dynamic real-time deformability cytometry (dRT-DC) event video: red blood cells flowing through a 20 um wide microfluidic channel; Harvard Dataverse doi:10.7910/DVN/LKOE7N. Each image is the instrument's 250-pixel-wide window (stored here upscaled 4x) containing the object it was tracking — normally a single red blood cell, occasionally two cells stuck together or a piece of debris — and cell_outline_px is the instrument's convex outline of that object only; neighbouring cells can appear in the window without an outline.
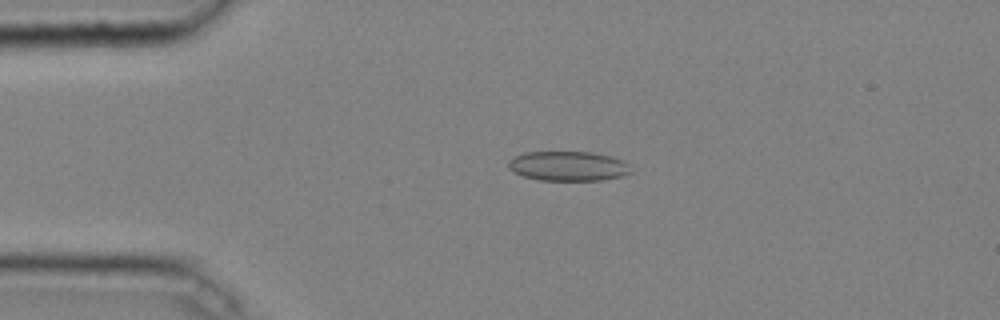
{"species": "common noctule bat (a hibernating species)", "species_latin": "Nyctalus noctula", "temperature_condition": "cold", "stored_images_in_passage": 29, "camera_frame_rate_fps": 3000, "um_per_image_px": 0.085, "animal": {"sex": "male", "body_mass_g": 20.4}, "frame": {"image": 1, "passage_image": 1, "time_ms": 0.0, "image_size_px": [1000, 320], "cell_outline_px": [[632, 172], [620, 176], [604, 180], [540, 180], [524, 176], [508, 168], [508, 160], [512, 156], [524, 152], [592, 152], [612, 156], [628, 164]], "centroid_in_image_um": [48.27, 14.11], "position_along_channel_um": 36.7, "area_um2": 21.15}}
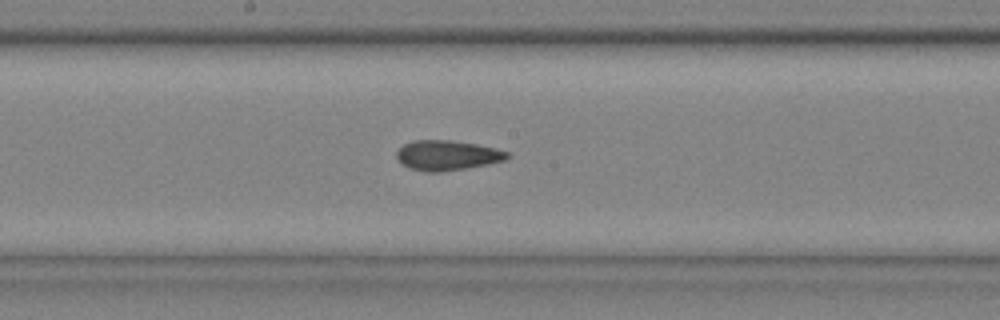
{"frame": {"image": 2, "passage_image": 16, "time_ms": 5.0, "image_size_px": [1000, 320], "cell_outline_px": [[512, 156], [504, 160], [488, 164], [440, 172], [424, 172], [408, 168], [396, 156], [396, 152], [404, 144], [412, 140], [452, 140], [476, 144], [496, 148], [508, 152]], "centroid_in_image_um": [38.02, 13.2], "position_along_channel_um": 210.2, "area_um2": 19.31}}
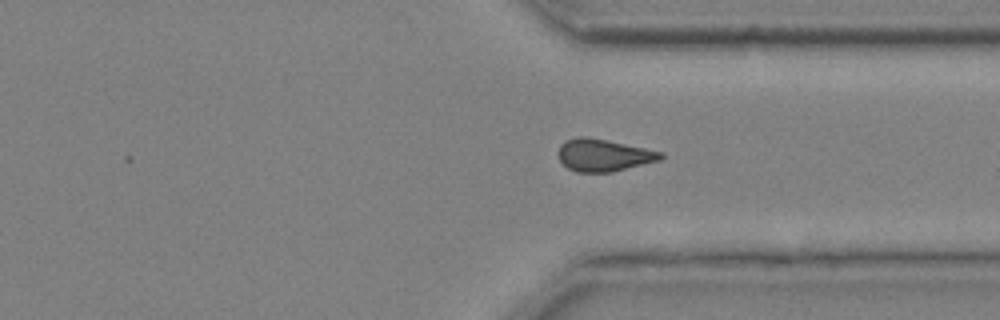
{"frame": {"image": 3, "passage_image": 27, "time_ms": 8.667, "image_size_px": [1000, 320], "cell_outline_px": [[664, 156], [660, 160], [612, 172], [576, 172], [568, 168], [560, 160], [560, 144], [564, 140], [580, 136], [588, 136], [664, 152]], "centroid_in_image_um": [51.32, 13.18], "position_along_channel_um": 360.1, "area_um2": 19.19}, "authors_computed_cell_mechanics": {"area_um2": 19.5364, "velocity_mm_per_s": 4.0807, "shape_relaxation_time_tau1_ms": null, "shape_relaxation_time_tau2_ms": 4.3304, "deformation_change_tau1": null, "deformation_change_tau2": 0.0889}}